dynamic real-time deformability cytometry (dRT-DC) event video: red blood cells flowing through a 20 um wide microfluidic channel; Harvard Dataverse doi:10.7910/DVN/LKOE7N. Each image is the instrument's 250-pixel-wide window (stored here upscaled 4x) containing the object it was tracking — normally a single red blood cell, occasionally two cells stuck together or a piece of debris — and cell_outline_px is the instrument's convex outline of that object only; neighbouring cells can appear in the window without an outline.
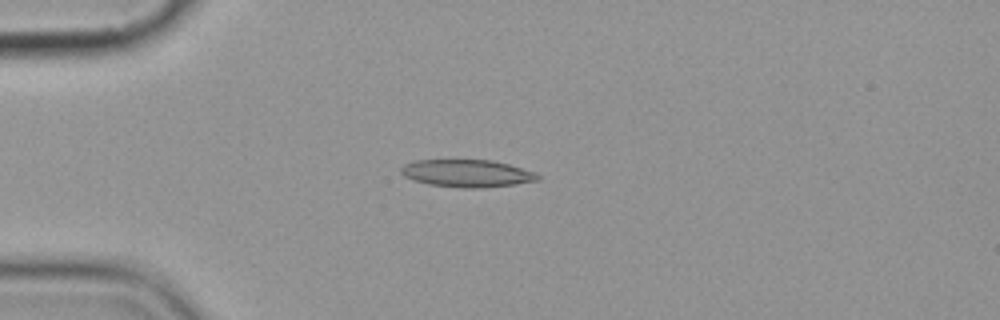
{"species": "common noctule bat (a hibernating species)", "species_latin": "Nyctalus noctula", "temperature_condition": "cold", "stored_images_in_passage": 4, "camera_frame_rate_fps": 3000, "um_per_image_px": 0.085, "animal": {"sex": "female", "body_mass_g": 19.9}, "frame": {"image": 1, "passage_image": 4, "time_ms": 3.667, "image_size_px": [1000, 320], "cell_outline_px": [[540, 176], [536, 180], [512, 184], [480, 188], [464, 188], [428, 184], [412, 180], [404, 176], [400, 172], [400, 168], [404, 164], [416, 160], [492, 160], [508, 164], [532, 172]], "centroid_in_image_um": [39.6, 14.73], "position_along_channel_um": 45.4, "area_um2": 21.56}}